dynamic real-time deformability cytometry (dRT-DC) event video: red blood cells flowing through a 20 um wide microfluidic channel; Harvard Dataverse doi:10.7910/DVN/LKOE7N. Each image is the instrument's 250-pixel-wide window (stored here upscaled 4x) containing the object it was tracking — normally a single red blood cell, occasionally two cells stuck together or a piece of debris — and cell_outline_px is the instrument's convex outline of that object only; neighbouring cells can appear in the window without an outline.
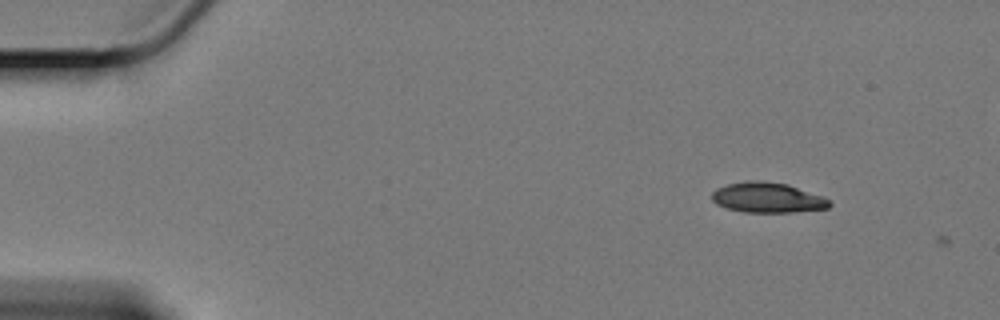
{"species": "Egyptian fruit bat (a non-hibernating species)", "species_latin": "Rousettus aegyptiacus", "temperature_condition": "cold", "stored_images_in_passage": 3, "camera_frame_rate_fps": 3000, "um_per_image_px": 0.085, "animal": {"sex": "female"}, "frame": {"image": 1, "passage_image": 2, "time_ms": 0.333, "image_size_px": [1000, 320], "cell_outline_px": [[832, 204], [828, 208], [792, 212], [744, 212], [728, 208], [716, 204], [712, 200], [712, 192], [716, 188], [728, 184], [744, 180], [764, 180], [788, 184], [824, 196]], "centroid_in_image_um": [65.24, 16.78], "position_along_channel_um": 19.8, "area_um2": 20.87}}